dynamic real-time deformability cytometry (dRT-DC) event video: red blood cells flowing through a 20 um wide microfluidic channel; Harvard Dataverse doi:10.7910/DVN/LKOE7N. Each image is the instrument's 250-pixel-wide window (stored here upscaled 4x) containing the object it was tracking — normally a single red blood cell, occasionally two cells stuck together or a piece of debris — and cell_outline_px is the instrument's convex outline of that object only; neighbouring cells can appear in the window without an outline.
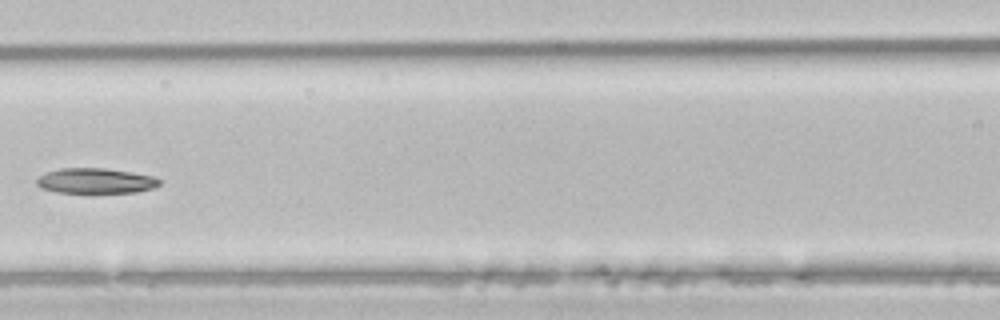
{"species": "common noctule bat (a hibernating species)", "species_latin": "Nyctalus noctula", "temperature_condition": "room temperature", "stored_images_in_passage": 6, "camera_frame_rate_fps": 3000, "um_per_image_px": 0.085, "animal": {"sex": "male", "body_mass_g": 21.5, "forearm_length_mm": 52.0}, "frame": {"image": 1, "passage_image": 6, "time_ms": 1.667, "image_size_px": [1000, 320], "cell_outline_px": [[160, 184], [152, 188], [136, 192], [56, 192], [44, 188], [36, 184], [36, 180], [40, 176], [48, 172], [60, 168], [104, 168], [152, 176], [160, 180]], "centroid_in_image_um": [8.11, 15.36], "position_along_channel_um": 158.5, "area_um2": 17.63}}